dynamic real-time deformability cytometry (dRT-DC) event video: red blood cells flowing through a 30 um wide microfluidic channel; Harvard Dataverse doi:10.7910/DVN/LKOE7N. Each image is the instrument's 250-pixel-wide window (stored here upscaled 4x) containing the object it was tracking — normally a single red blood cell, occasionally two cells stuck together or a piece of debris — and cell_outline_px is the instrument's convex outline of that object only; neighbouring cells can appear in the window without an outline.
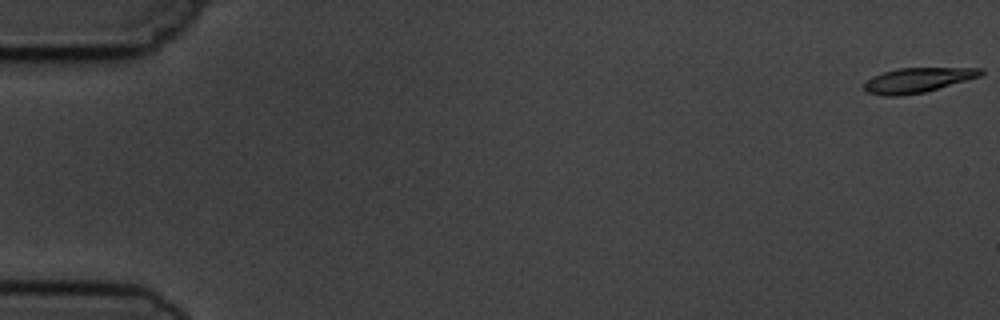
{"species": "common noctule bat (a hibernating species)", "species_latin": "Nyctalus noctula", "temperature_condition": "cold", "stored_images_in_passage": 5, "camera_frame_rate_fps": 3000, "um_per_image_px": 0.085, "animal": {"sex": "male", "body_mass_g": 19.5, "forearm_length_mm": 54.6}, "frame": {"image": 1, "passage_image": 1, "time_ms": 0.0, "image_size_px": [1000, 320], "cell_outline_px": [[984, 72], [980, 76], [924, 92], [900, 96], [884, 96], [864, 92], [864, 84], [872, 76], [884, 72], [900, 68], [984, 68]], "centroid_in_image_um": [77.96, 6.81], "position_along_channel_um": 7.0, "area_um2": 16.7}}
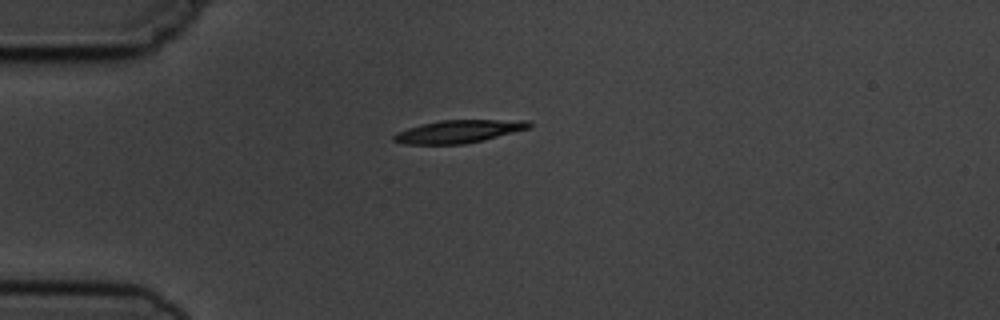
{"frame": {"image": 2, "passage_image": 5, "time_ms": 4.667, "image_size_px": [1000, 320], "cell_outline_px": [[532, 128], [484, 140], [464, 144], [404, 144], [392, 140], [392, 136], [396, 132], [408, 128], [440, 120], [528, 120], [532, 124]], "centroid_in_image_um": [39.02, 11.17], "position_along_channel_um": 46.0, "area_um2": 18.09}}